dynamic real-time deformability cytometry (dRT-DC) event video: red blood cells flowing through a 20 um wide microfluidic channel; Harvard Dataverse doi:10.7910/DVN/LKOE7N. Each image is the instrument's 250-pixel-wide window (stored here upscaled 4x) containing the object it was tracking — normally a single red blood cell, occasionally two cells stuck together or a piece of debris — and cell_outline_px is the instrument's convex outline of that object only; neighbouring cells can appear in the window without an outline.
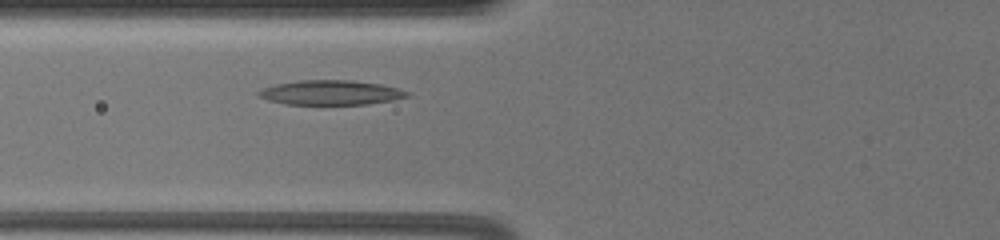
{"species": "common noctule bat (a hibernating species)", "species_latin": "Nyctalus noctula", "temperature_condition": "warm", "stored_images_in_passage": 36, "camera_frame_rate_fps": 3000, "um_per_image_px": 0.085, "animal": {"sex": "female", "body_mass_g": 19.5, "forearm_length_mm": 54.1}, "frame": {"image": 1, "passage_image": 6, "time_ms": 1.667, "image_size_px": [1000, 240], "cell_outline_px": [[408, 96], [392, 100], [368, 104], [284, 104], [268, 100], [256, 96], [256, 92], [264, 88], [276, 84], [296, 80], [352, 80], [380, 84], [396, 88], [408, 92]], "centroid_in_image_um": [28.05, 7.87], "position_along_channel_um": 97.8, "area_um2": 21.21}}
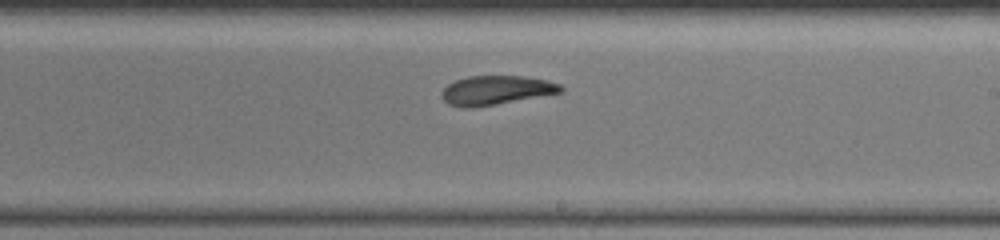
{"frame": {"image": 2, "passage_image": 19, "time_ms": 6.0, "image_size_px": [1000, 240], "cell_outline_px": [[564, 92], [496, 104], [464, 108], [448, 104], [440, 96], [440, 92], [448, 84], [456, 80], [468, 76], [524, 76], [544, 80], [560, 84], [564, 88]], "centroid_in_image_um": [42.15, 7.67], "position_along_channel_um": 246.8, "area_um2": 20.11}}
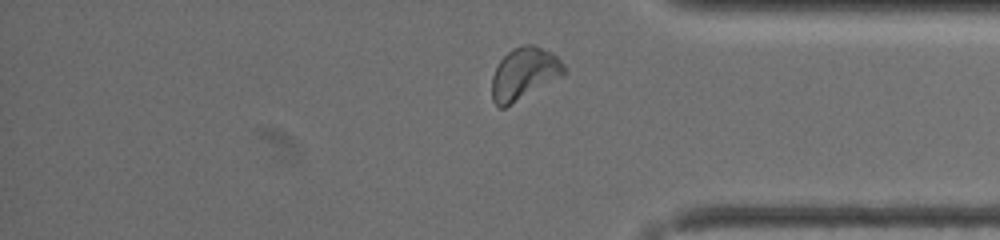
{"frame": {"image": 3, "passage_image": 32, "time_ms": 10.333, "image_size_px": [1000, 240], "cell_outline_px": [[564, 72], [560, 76], [504, 108], [500, 108], [492, 100], [492, 76], [500, 60], [512, 48], [524, 44], [532, 44], [552, 52], [564, 64]], "centroid_in_image_um": [44.51, 6.23], "position_along_channel_um": 390.7, "area_um2": 21.39}, "authors_computed_cell_mechanics": {"area_um2": 20.9525, "velocity_mm_per_s": 3.4479, "shape_relaxation_time_tau1_ms": 5.9637, "shape_relaxation_time_tau2_ms": 1.3145, "deformation_change_tau1": 0.194, "deformation_change_tau2": 0.0785}}